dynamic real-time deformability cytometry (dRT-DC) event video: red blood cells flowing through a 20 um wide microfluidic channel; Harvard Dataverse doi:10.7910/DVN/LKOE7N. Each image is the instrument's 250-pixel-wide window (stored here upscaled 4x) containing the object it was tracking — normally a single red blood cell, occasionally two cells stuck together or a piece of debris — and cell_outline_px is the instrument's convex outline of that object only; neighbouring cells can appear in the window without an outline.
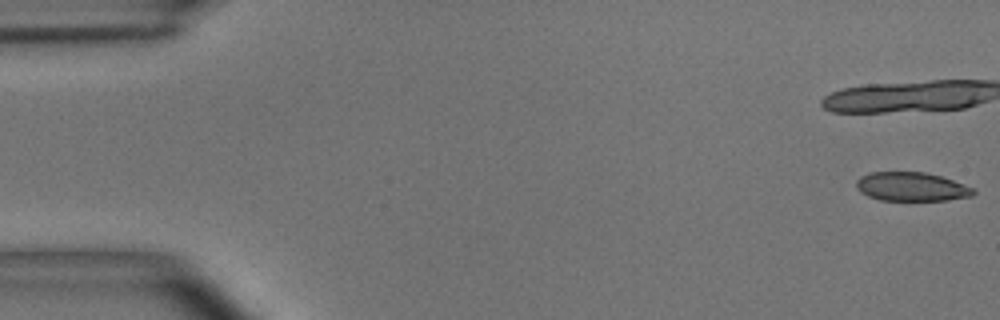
{"species": "common noctule bat (a hibernating species)", "species_latin": "Nyctalus noctula", "temperature_condition": "room temperature", "stored_images_in_passage": 52, "camera_frame_rate_fps": 3000, "um_per_image_px": 0.085, "animal": {"sex": "male", "body_mass_g": 15.6}, "frame": {"image": 1, "passage_image": 1, "time_ms": 0.0, "image_size_px": [1000, 320], "cell_outline_px": [[976, 192], [972, 196], [948, 200], [880, 200], [868, 196], [860, 192], [856, 188], [856, 180], [860, 176], [868, 172], [924, 172], [940, 176], [952, 180], [972, 188]], "centroid_in_image_um": [77.43, 15.87], "position_along_channel_um": 7.6, "area_um2": 19.65}}